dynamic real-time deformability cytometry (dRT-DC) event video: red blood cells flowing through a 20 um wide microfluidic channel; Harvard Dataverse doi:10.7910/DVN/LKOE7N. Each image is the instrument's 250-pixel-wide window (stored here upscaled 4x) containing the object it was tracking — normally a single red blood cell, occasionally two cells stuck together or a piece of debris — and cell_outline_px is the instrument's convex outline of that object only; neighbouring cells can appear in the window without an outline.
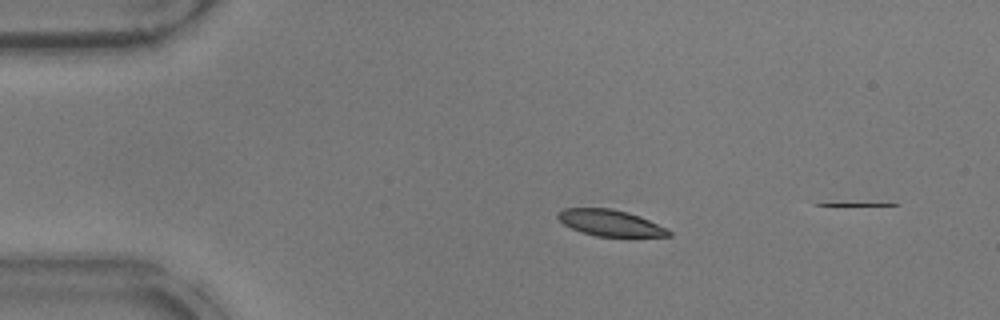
{"species": "common noctule bat (a hibernating species)", "species_latin": "Nyctalus noctula", "temperature_condition": "warm", "stored_images_in_passage": 10, "camera_frame_rate_fps": 3000, "um_per_image_px": 0.085, "animal": {"sex": "male", "body_mass_g": 17.9}, "frame": {"image": 1, "passage_image": 10, "time_ms": 3.0, "image_size_px": [1000, 320], "cell_outline_px": [[672, 236], [596, 236], [580, 232], [564, 224], [556, 216], [556, 212], [564, 208], [612, 208], [628, 212], [640, 216], [668, 228], [672, 232]], "centroid_in_image_um": [51.87, 18.94], "position_along_channel_um": 33.1, "area_um2": 17.05}}